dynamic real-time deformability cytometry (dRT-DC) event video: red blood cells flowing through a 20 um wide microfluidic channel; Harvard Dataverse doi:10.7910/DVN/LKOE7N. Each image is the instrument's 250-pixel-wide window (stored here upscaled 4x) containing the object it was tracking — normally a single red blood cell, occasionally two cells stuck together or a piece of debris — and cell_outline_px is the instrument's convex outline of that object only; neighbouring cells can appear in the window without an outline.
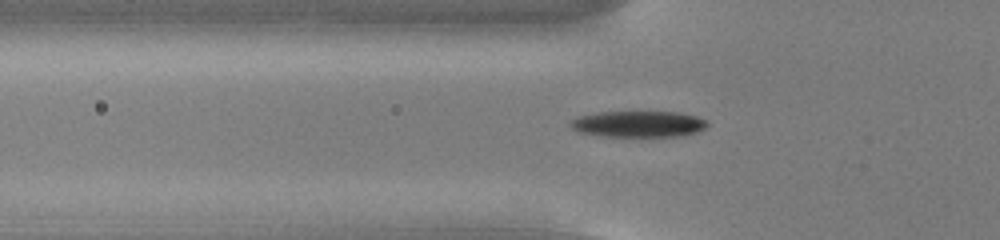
{"species": "common noctule bat (a hibernating species)", "species_latin": "Nyctalus noctula", "temperature_condition": "cold", "stored_images_in_passage": 51, "camera_frame_rate_fps": 3000, "um_per_image_px": 0.085, "animal": {"sex": "male", "body_mass_g": 13.0, "forearm_length_mm": 53.1}, "frame": {"image": 1, "passage_image": 15, "time_ms": 4.667, "image_size_px": [1000, 240], "cell_outline_px": [[708, 124], [704, 128], [696, 132], [684, 136], [600, 136], [576, 132], [568, 124], [572, 120], [580, 116], [596, 112], [680, 112], [696, 116], [704, 120]], "centroid_in_image_um": [54.23, 10.54], "position_along_channel_um": 71.6, "area_um2": 20.92}}
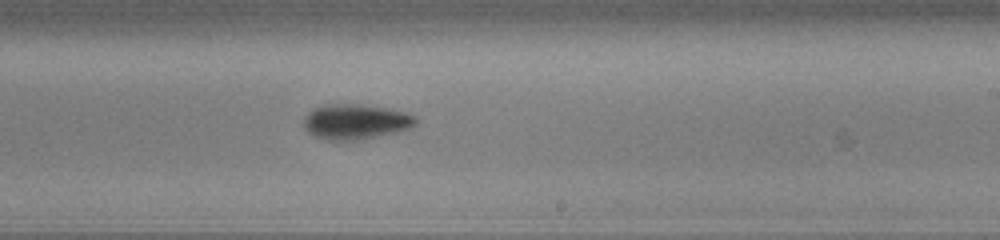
{"frame": {"image": 2, "passage_image": 30, "time_ms": 9.667, "image_size_px": [1000, 240], "cell_outline_px": [[416, 124], [412, 128], [396, 132], [356, 140], [328, 140], [316, 136], [308, 132], [304, 128], [304, 116], [312, 108], [324, 104], [360, 104], [388, 108], [404, 112], [416, 116]], "centroid_in_image_um": [30.21, 10.33], "position_along_channel_um": 258.8, "area_um2": 23.0}}
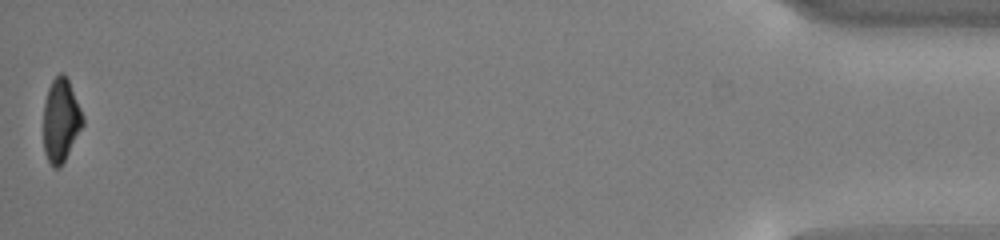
{"frame": {"image": 3, "passage_image": 51, "time_ms": 16.667, "image_size_px": [1000, 240], "cell_outline_px": [[84, 124], [60, 168], [52, 168], [44, 152], [44, 104], [48, 88], [52, 80], [60, 72], [64, 72], [68, 80], [84, 116]], "centroid_in_image_um": [5.17, 10.23], "position_along_channel_um": 430.0, "area_um2": 19.07}, "authors_computed_cell_mechanics": {"area_um2": 20.9814, "velocity_mm_per_s": 3.765, "shape_relaxation_time_tau1_ms": 2.187, "shape_relaxation_time_tau2_ms": null, "deformation_change_tau1": 0.1183, "deformation_change_tau2": null}}